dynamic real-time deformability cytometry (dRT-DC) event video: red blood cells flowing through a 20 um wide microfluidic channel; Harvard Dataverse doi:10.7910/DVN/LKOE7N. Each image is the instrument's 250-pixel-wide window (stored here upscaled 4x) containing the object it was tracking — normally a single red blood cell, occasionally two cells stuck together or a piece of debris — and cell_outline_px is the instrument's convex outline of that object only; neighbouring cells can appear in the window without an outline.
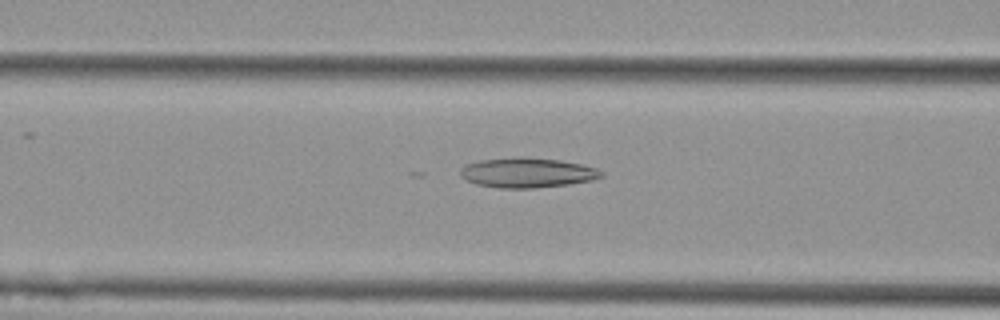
{"species": "Egyptian fruit bat (a non-hibernating species)", "species_latin": "Rousettus aegyptiacus", "temperature_condition": "cold", "stored_images_in_passage": 51, "camera_frame_rate_fps": 3000, "um_per_image_px": 0.085, "animal": {"sex": "female"}, "frame": {"image": 1, "passage_image": 21, "time_ms": 6.667, "image_size_px": [1000, 320], "cell_outline_px": [[604, 176], [592, 180], [568, 184], [536, 188], [496, 188], [476, 184], [464, 180], [460, 176], [460, 168], [468, 164], [480, 160], [520, 156], [560, 160], [584, 164], [596, 168], [604, 172]], "centroid_in_image_um": [44.81, 14.68], "position_along_channel_um": 121.8, "area_um2": 24.85}}
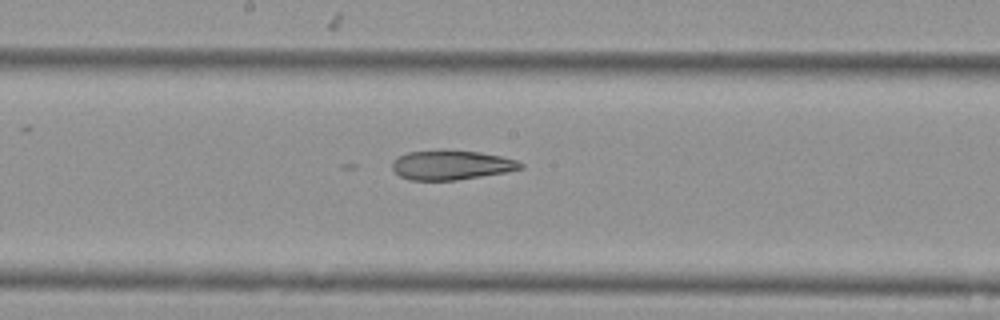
{"frame": {"image": 2, "passage_image": 28, "time_ms": 9.0, "image_size_px": [1000, 320], "cell_outline_px": [[524, 168], [504, 172], [456, 180], [408, 180], [400, 176], [392, 168], [392, 160], [396, 156], [408, 152], [440, 148], [444, 148], [480, 152], [500, 156], [516, 160], [524, 164]], "centroid_in_image_um": [38.31, 13.99], "position_along_channel_um": 209.9, "area_um2": 22.48}}
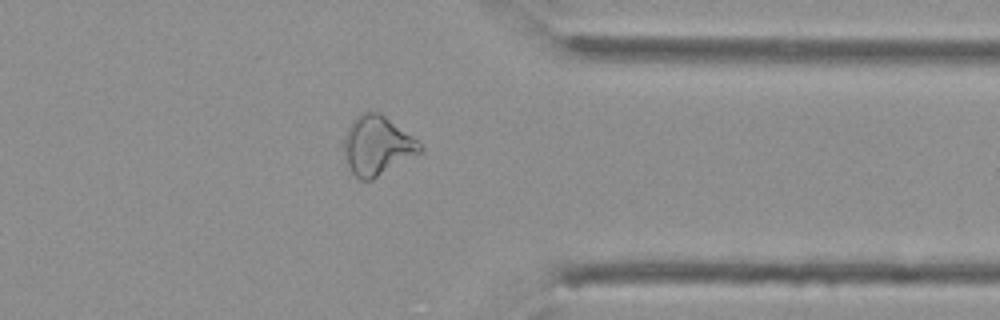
{"frame": {"image": 3, "passage_image": 42, "time_ms": 13.667, "image_size_px": [1000, 320], "cell_outline_px": [[424, 148], [420, 152], [372, 180], [360, 180], [352, 172], [348, 164], [340, 144], [352, 120], [360, 112], [380, 112], [412, 136]], "centroid_in_image_um": [32.0, 12.36], "position_along_channel_um": 379.4, "area_um2": 26.13}}